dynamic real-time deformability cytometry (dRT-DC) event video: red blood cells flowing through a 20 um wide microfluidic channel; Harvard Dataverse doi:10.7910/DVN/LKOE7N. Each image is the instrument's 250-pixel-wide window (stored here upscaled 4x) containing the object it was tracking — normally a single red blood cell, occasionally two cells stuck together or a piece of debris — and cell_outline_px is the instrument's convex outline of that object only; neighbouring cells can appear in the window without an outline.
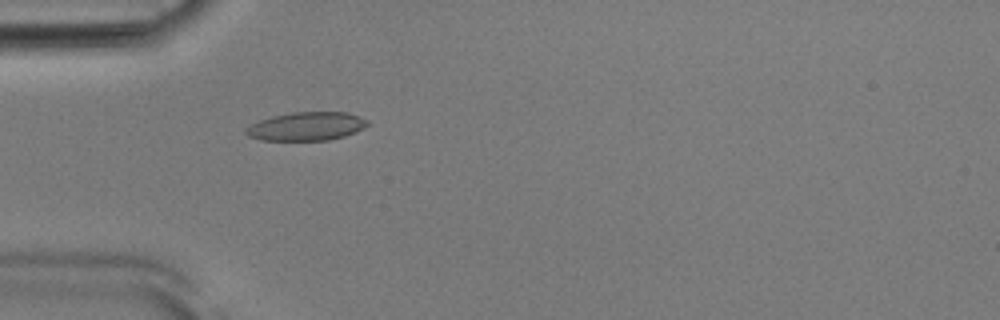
{"species": "Egyptian fruit bat (a non-hibernating species)", "species_latin": "Rousettus aegyptiacus", "temperature_condition": "room temperature", "stored_images_in_passage": 17, "camera_frame_rate_fps": 3000, "um_per_image_px": 0.085, "animal": {"sex": "male"}, "frame": {"image": 1, "passage_image": 1, "time_ms": 0.0, "image_size_px": [1000, 320], "cell_outline_px": [[368, 124], [364, 128], [356, 132], [344, 136], [328, 140], [260, 140], [248, 136], [244, 132], [244, 128], [260, 120], [272, 116], [292, 112], [348, 112], [360, 116], [368, 120]], "centroid_in_image_um": [26.05, 10.73], "position_along_channel_um": 58.9, "area_um2": 20.29}}